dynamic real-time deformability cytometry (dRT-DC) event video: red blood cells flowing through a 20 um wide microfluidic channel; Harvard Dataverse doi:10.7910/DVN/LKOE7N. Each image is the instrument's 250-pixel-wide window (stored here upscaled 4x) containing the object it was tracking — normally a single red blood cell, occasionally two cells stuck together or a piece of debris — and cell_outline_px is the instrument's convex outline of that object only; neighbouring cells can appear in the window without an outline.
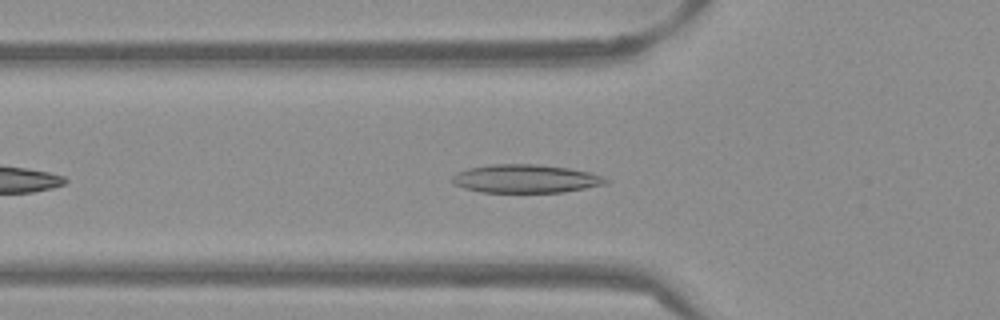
{"species": "Egyptian fruit bat (a non-hibernating species)", "species_latin": "Rousettus aegyptiacus", "temperature_condition": "warm", "stored_images_in_passage": 39, "camera_frame_rate_fps": 3000, "um_per_image_px": 0.085, "frame": {"image": 1, "passage_image": 7, "time_ms": 2.0, "image_size_px": [1000, 320], "cell_outline_px": [[608, 180], [604, 184], [564, 192], [480, 192], [464, 188], [452, 184], [452, 176], [456, 172], [468, 168], [492, 164], [536, 164], [568, 168], [588, 172], [604, 176]], "centroid_in_image_um": [44.62, 15.19], "position_along_channel_um": 81.2, "area_um2": 25.32}}
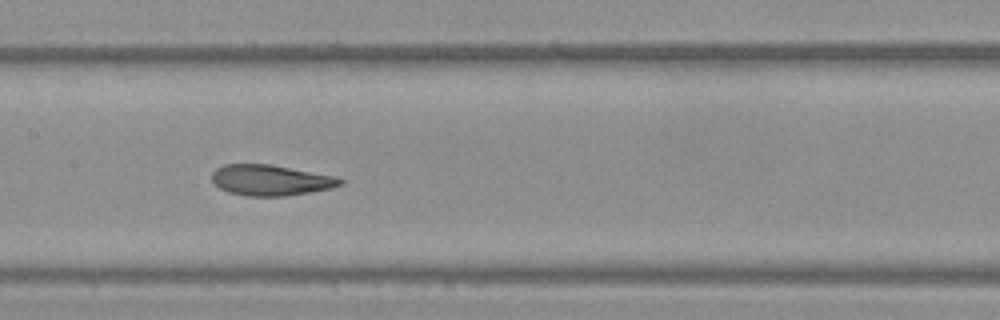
{"frame": {"image": 2, "passage_image": 15, "time_ms": 4.667, "image_size_px": [1000, 320], "cell_outline_px": [[344, 184], [312, 192], [284, 196], [248, 196], [228, 192], [220, 188], [212, 180], [212, 172], [216, 168], [224, 164], [272, 164], [336, 176], [344, 180]], "centroid_in_image_um": [23.02, 15.31], "position_along_channel_um": 184.4, "area_um2": 23.06}}
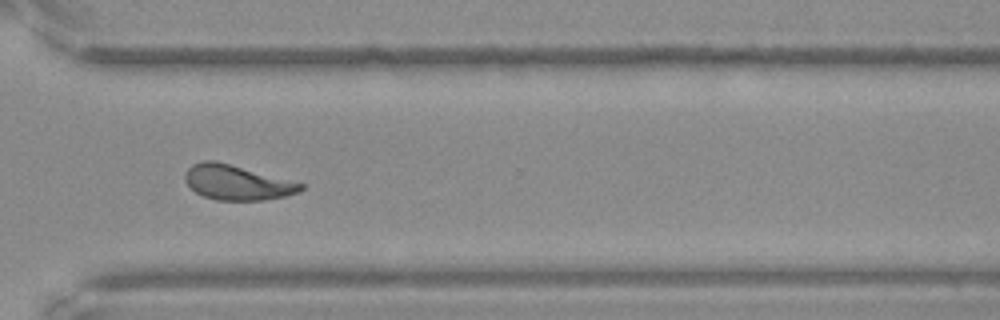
{"frame": {"image": 3, "passage_image": 28, "time_ms": 9.0, "image_size_px": [1000, 320], "cell_outline_px": [[308, 184], [300, 192], [284, 196], [264, 200], [216, 200], [204, 196], [196, 192], [184, 180], [184, 172], [192, 164], [204, 160], [216, 160]], "centroid_in_image_um": [20.18, 15.5], "position_along_channel_um": 350.4, "area_um2": 23.81}, "authors_computed_cell_mechanics": {"area_um2": 23.2934, "velocity_mm_per_s": 3.8368, "shape_relaxation_time_tau1_ms": 6.8636, "shape_relaxation_time_tau2_ms": 1.7309, "deformation_change_tau1": 0.2052, "deformation_change_tau2": 0.0774}}